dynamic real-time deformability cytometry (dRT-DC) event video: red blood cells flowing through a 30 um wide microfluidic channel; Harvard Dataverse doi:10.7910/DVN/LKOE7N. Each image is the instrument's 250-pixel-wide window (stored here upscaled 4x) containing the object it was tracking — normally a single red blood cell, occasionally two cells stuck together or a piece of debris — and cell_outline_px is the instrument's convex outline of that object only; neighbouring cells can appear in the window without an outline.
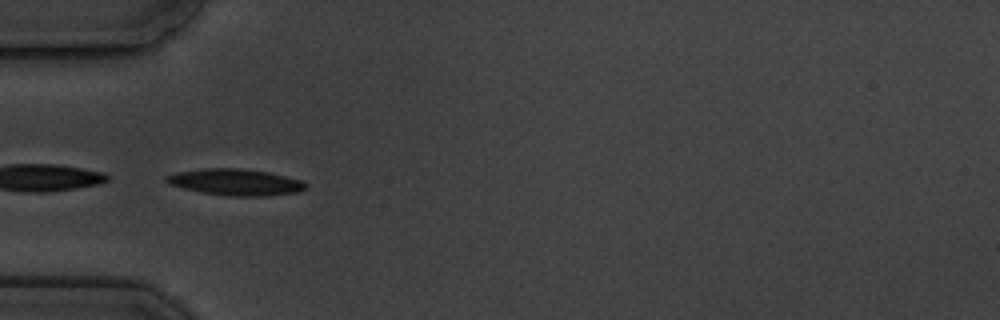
{"species": "common noctule bat (a hibernating species)", "species_latin": "Nyctalus noctula", "temperature_condition": "cold", "stored_images_in_passage": 4, "camera_frame_rate_fps": 3000, "um_per_image_px": 0.085, "animal": {"sex": "male", "body_mass_g": 19.5, "forearm_length_mm": 54.6}, "frame": {"image": 1, "passage_image": 3, "time_ms": 2.333, "image_size_px": [1000, 320], "cell_outline_px": [[308, 188], [296, 192], [268, 196], [228, 196], [200, 192], [168, 184], [164, 180], [164, 176], [180, 172], [204, 168], [240, 168], [268, 172], [304, 180], [308, 184]], "centroid_in_image_um": [20.06, 15.48], "position_along_channel_um": 64.9, "area_um2": 21.62}}